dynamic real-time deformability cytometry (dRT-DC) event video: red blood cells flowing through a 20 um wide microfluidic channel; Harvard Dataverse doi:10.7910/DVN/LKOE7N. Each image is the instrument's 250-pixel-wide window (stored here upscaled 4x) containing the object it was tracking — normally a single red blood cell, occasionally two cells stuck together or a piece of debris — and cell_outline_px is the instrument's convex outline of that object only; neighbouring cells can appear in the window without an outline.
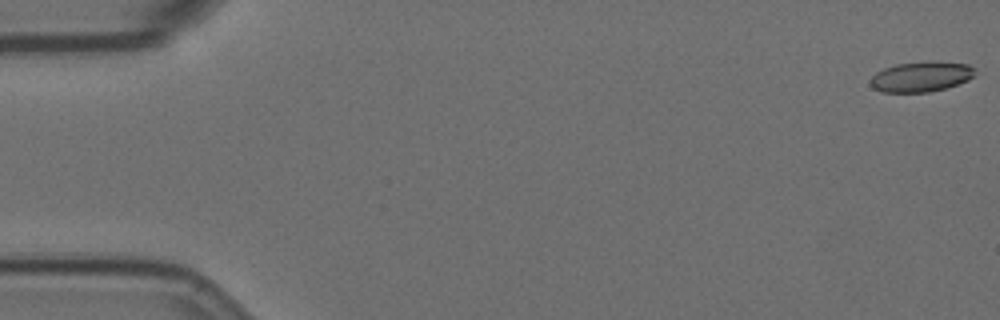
{"species": "Egyptian fruit bat (a non-hibernating species)", "species_latin": "Rousettus aegyptiacus", "temperature_condition": "room temperature", "stored_images_in_passage": 58, "camera_frame_rate_fps": 3000, "um_per_image_px": 0.085, "animal": {"sex": "female"}, "frame": {"image": 1, "passage_image": 1, "time_ms": 0.0, "image_size_px": [1000, 320], "cell_outline_px": [[976, 68], [972, 76], [968, 80], [944, 88], [928, 92], [880, 92], [872, 88], [868, 80], [876, 72], [884, 68], [896, 64], [928, 60], [932, 60], [968, 64]], "centroid_in_image_um": [78.25, 6.5], "position_along_channel_um": 6.7, "area_um2": 18.67}}
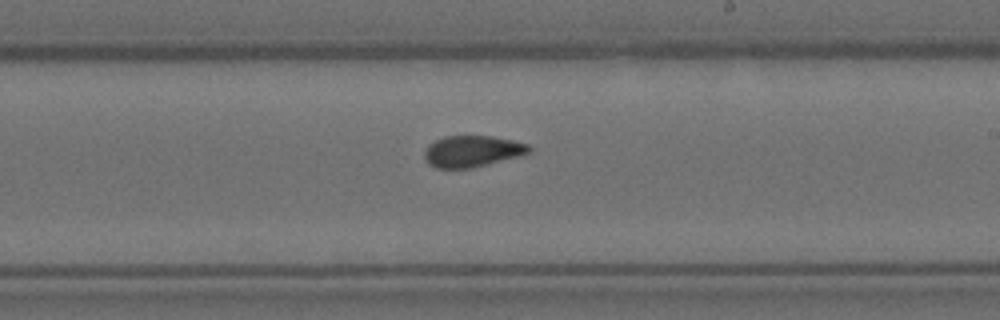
{"frame": {"image": 2, "passage_image": 34, "time_ms": 11.0, "image_size_px": [1000, 320], "cell_outline_px": [[532, 152], [520, 156], [472, 168], [436, 168], [428, 164], [424, 156], [424, 152], [428, 144], [444, 136], [492, 136], [512, 140], [528, 144], [532, 148]], "centroid_in_image_um": [40.15, 12.86], "position_along_channel_um": 248.9, "area_um2": 19.25}}
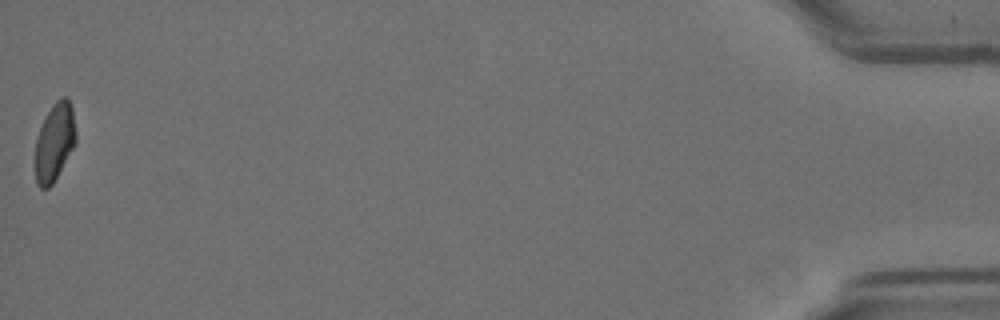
{"frame": {"image": 3, "passage_image": 58, "time_ms": 19.0, "image_size_px": [1000, 320], "cell_outline_px": [[76, 144], [52, 184], [48, 188], [40, 188], [36, 184], [36, 140], [40, 128], [52, 104], [60, 96], [68, 96], [72, 108], [76, 132]], "centroid_in_image_um": [4.66, 12.05], "position_along_channel_um": 430.5, "area_um2": 18.38}, "authors_computed_cell_mechanics": {"area_um2": 19.363, "velocity_mm_per_s": 3.5292, "shape_relaxation_time_tau1_ms": 10.5205, "shape_relaxation_time_tau2_ms": 1.5589, "deformation_change_tau1": 0.1816, "deformation_change_tau2": 0.0744}}